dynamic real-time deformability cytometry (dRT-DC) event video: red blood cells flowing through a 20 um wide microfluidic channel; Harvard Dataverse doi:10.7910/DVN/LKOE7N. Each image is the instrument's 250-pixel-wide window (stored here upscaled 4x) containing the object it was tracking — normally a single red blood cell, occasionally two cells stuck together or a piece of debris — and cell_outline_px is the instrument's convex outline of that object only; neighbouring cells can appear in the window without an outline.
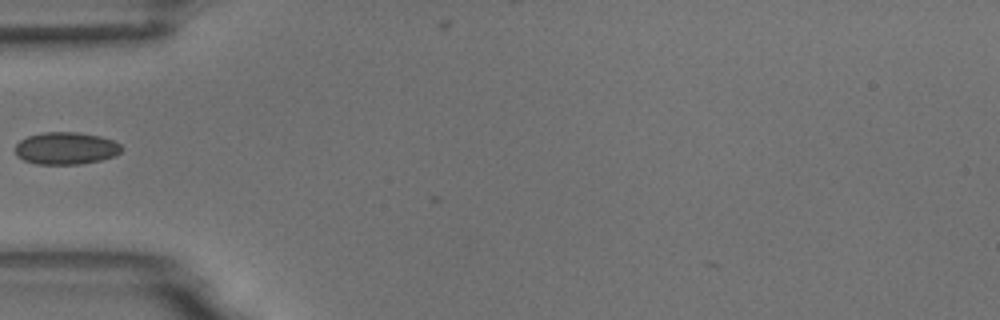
{"species": "common noctule bat (a hibernating species)", "species_latin": "Nyctalus noctula", "temperature_condition": "room temperature", "stored_images_in_passage": 1, "camera_frame_rate_fps": 3000, "um_per_image_px": 0.085, "animal": {"sex": "male", "body_mass_g": 18.8}, "frame": {"image": 1, "passage_image": 1, "time_ms": 0.0, "image_size_px": [1000, 320], "cell_outline_px": [[124, 148], [116, 156], [100, 160], [80, 164], [36, 164], [24, 160], [16, 156], [16, 144], [20, 140], [28, 136], [44, 132], [76, 132], [100, 136], [112, 140], [120, 144]], "centroid_in_image_um": [5.62, 12.6], "position_along_channel_um": 79.4, "area_um2": 20.06}}